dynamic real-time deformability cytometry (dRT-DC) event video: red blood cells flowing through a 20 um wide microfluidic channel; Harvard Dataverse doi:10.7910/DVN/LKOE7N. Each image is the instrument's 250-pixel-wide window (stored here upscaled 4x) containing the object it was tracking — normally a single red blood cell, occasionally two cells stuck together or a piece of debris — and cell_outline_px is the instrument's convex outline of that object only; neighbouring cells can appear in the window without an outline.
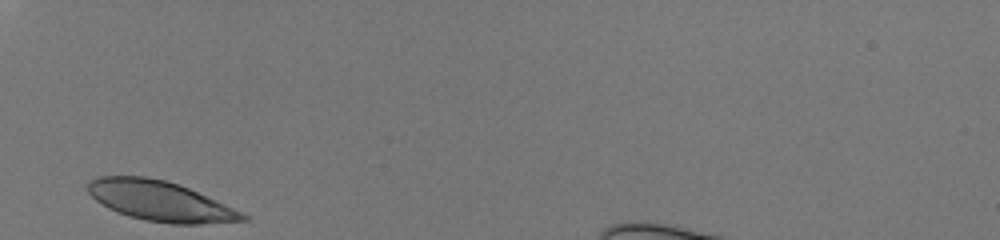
{"species": "human", "species_latin": "Homo sapiens", "temperature_condition": "room temperature", "stored_images_in_passage": 26, "camera_frame_rate_fps": 3000, "um_per_image_px": 0.085, "donor": {"sex": "male"}, "frame": {"image": 1, "passage_image": 1, "time_ms": 0.0, "image_size_px": [1000, 240], "cell_outline_px": [[248, 220], [200, 224], [172, 224], [148, 220], [132, 216], [108, 208], [96, 200], [88, 192], [88, 184], [92, 180], [100, 176], [144, 176], [164, 180], [188, 188], [232, 208], [248, 216]], "centroid_in_image_um": [13.59, 17.09], "position_along_channel_um": 71.4, "area_um2": 35.2}}
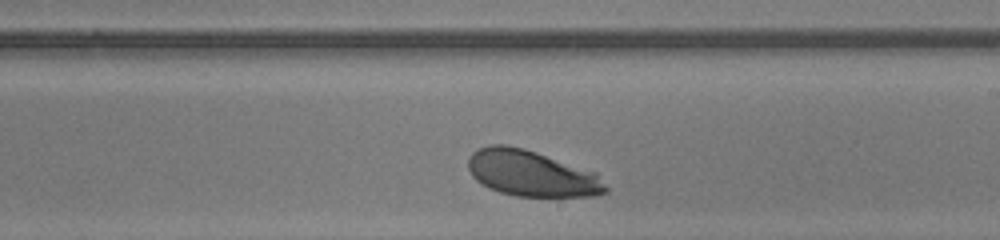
{"frame": {"image": 2, "passage_image": 15, "time_ms": 4.667, "image_size_px": [1000, 240], "cell_outline_px": [[608, 192], [596, 196], [516, 196], [500, 192], [488, 188], [476, 180], [472, 176], [468, 168], [468, 160], [472, 152], [488, 144], [504, 144], [524, 148], [596, 172], [608, 188]], "centroid_in_image_um": [45.17, 14.74], "position_along_channel_um": 243.8, "area_um2": 36.88}}
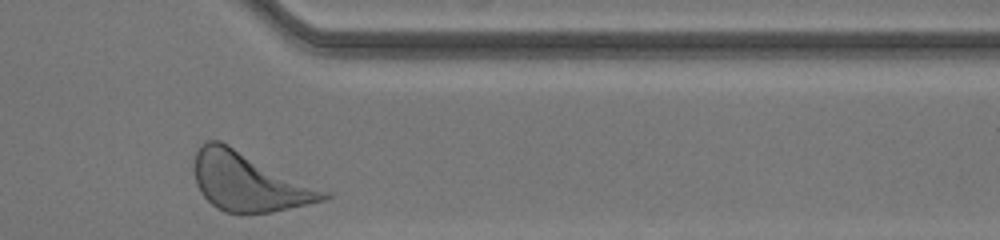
{"frame": {"image": 3, "passage_image": 26, "time_ms": 8.333, "image_size_px": [1000, 240], "cell_outline_px": [[332, 196], [324, 200], [308, 204], [272, 212], [248, 216], [224, 212], [216, 208], [200, 192], [196, 184], [192, 168], [192, 164], [196, 152], [208, 140], [220, 140], [332, 192]], "centroid_in_image_um": [21.17, 15.48], "position_along_channel_um": 390.2, "area_um2": 45.2}, "authors_computed_cell_mechanics": {"area_um2": 36.9631, "velocity_mm_per_s": 3.9988, "shape_relaxation_time_tau1_ms": 1.2995, "shape_relaxation_time_tau2_ms": null, "deformation_change_tau1": 0.1252, "deformation_change_tau2": null}}